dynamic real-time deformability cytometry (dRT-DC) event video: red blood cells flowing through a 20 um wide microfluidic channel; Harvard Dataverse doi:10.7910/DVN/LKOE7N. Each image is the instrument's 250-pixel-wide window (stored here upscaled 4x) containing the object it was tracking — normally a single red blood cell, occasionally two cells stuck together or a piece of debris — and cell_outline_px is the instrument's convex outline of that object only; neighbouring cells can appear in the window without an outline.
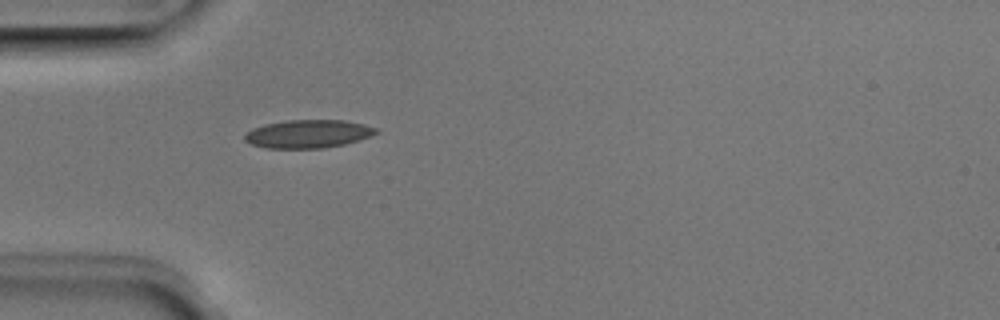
{"species": "Egyptian fruit bat (a non-hibernating species)", "species_latin": "Rousettus aegyptiacus", "temperature_condition": "room temperature", "stored_images_in_passage": 1, "camera_frame_rate_fps": 3000, "um_per_image_px": 0.085, "animal": {"sex": "male"}, "frame": {"image": 1, "passage_image": 1, "time_ms": 0.0, "image_size_px": [1000, 320], "cell_outline_px": [[380, 132], [344, 144], [324, 148], [268, 148], [252, 144], [244, 140], [244, 136], [252, 128], [264, 124], [288, 120], [344, 120], [364, 124], [376, 128]], "centroid_in_image_um": [26.17, 11.37], "position_along_channel_um": 58.8, "area_um2": 21.39}}